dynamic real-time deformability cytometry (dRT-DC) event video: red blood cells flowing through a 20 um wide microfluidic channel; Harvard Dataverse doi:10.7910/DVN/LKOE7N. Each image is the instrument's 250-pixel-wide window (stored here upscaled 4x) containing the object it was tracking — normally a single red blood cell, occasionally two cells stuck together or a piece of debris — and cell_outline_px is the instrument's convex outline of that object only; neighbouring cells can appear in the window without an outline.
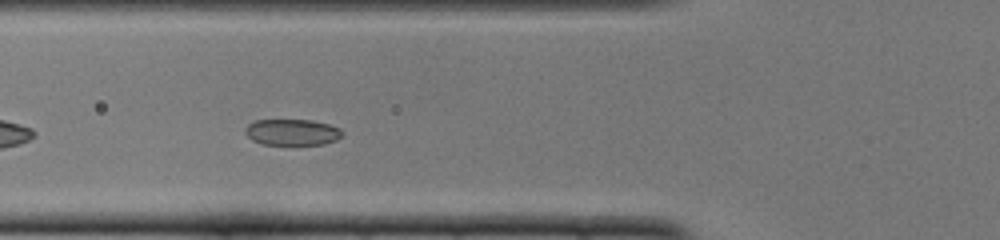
{"species": "common noctule bat (a hibernating species)", "species_latin": "Nyctalus noctula", "temperature_condition": "cold", "stored_images_in_passage": 39, "camera_frame_rate_fps": 3000, "um_per_image_px": 0.085, "animal": {"sex": "female", "body_mass_g": 22.0, "forearm_length_mm": 56.7}, "frame": {"image": 1, "passage_image": 6, "time_ms": 1.667, "image_size_px": [1000, 240], "cell_outline_px": [[344, 132], [336, 140], [324, 144], [292, 148], [260, 144], [252, 140], [244, 132], [244, 128], [248, 124], [256, 120], [312, 120], [328, 124], [340, 128]], "centroid_in_image_um": [24.82, 11.3], "position_along_channel_um": 101.0, "area_um2": 15.72}}
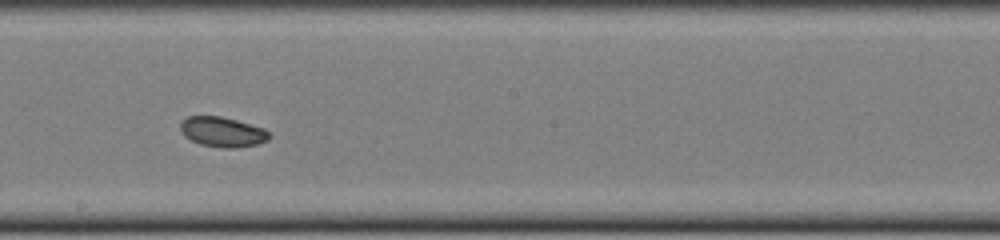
{"frame": {"image": 2, "passage_image": 16, "time_ms": 5.0, "image_size_px": [1000, 240], "cell_outline_px": [[272, 136], [268, 140], [256, 144], [236, 148], [224, 148], [200, 144], [184, 136], [180, 132], [180, 124], [188, 116], [220, 116], [236, 120], [264, 128]], "centroid_in_image_um": [18.91, 11.21], "position_along_channel_um": 229.3, "area_um2": 15.49}}
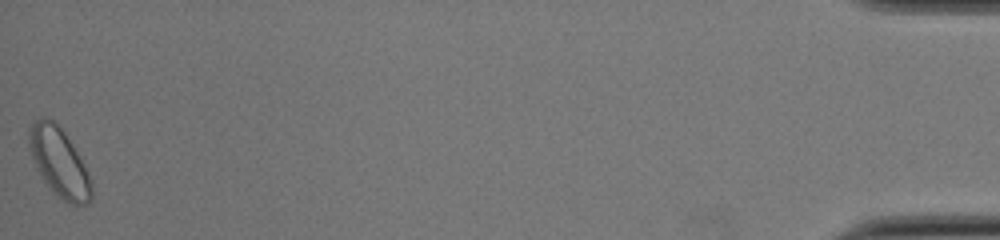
{"frame": {"image": 3, "passage_image": 39, "time_ms": 12.667, "image_size_px": [1000, 240], "cell_outline_px": [[92, 200], [88, 204], [76, 208], [68, 204], [56, 196], [48, 188], [40, 176], [36, 168], [28, 144], [28, 128], [40, 116], [48, 116], [64, 132], [84, 164], [88, 172], [92, 184]], "centroid_in_image_um": [5.03, 13.86], "position_along_channel_um": 430.2, "area_um2": 25.55}, "authors_computed_cell_mechanics": {"area_um2": 15.895, "velocity_mm_per_s": 3.8684, "shape_relaxation_time_tau1_ms": 3.1942, "shape_relaxation_time_tau2_ms": 6.554, "deformation_change_tau1": 0.0854, "deformation_change_tau2": 0.0732}}